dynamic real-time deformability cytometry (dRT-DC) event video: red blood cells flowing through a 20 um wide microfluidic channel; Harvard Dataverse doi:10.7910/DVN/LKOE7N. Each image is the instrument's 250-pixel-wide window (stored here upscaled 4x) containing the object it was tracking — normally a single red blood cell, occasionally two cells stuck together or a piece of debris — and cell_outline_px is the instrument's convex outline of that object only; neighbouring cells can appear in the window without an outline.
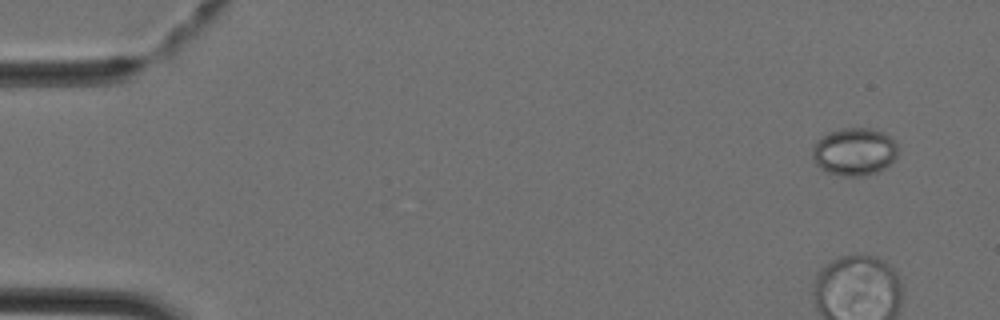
{"species": "Egyptian fruit bat (a non-hibernating species)", "species_latin": "Rousettus aegyptiacus", "temperature_condition": "cold", "stored_images_in_passage": 43, "camera_frame_rate_fps": 3000, "um_per_image_px": 0.085, "animal": {"sex": "female"}, "frame": {"image": 1, "passage_image": 1, "time_ms": 0.0, "image_size_px": [1000, 320], "cell_outline_px": [[896, 156], [884, 168], [876, 172], [864, 176], [848, 176], [828, 172], [820, 168], [816, 164], [812, 156], [812, 148], [824, 136], [832, 132], [844, 128], [872, 128], [884, 132], [892, 136], [896, 140]], "centroid_in_image_um": [72.65, 12.88], "position_along_channel_um": 12.3, "area_um2": 23.47}}
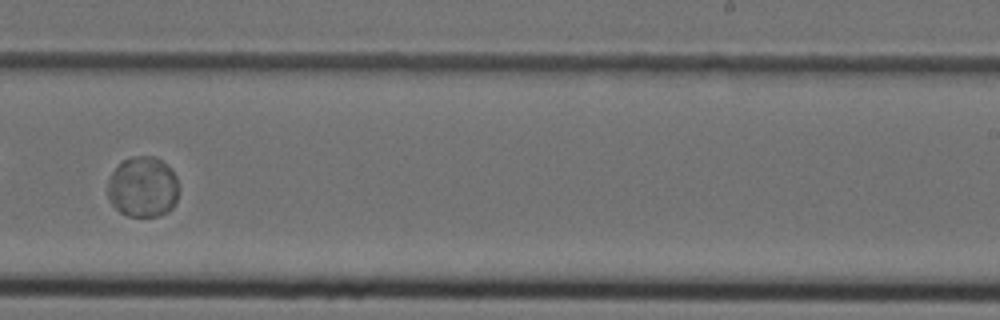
{"frame": {"image": 2, "passage_image": 27, "time_ms": 8.667, "image_size_px": [1000, 320], "cell_outline_px": [[176, 200], [172, 208], [168, 212], [160, 216], [128, 216], [120, 212], [112, 204], [108, 196], [108, 176], [124, 160], [132, 156], [152, 156], [160, 160], [176, 176]], "centroid_in_image_um": [12.11, 15.91], "position_along_channel_um": 276.9, "area_um2": 24.8}}
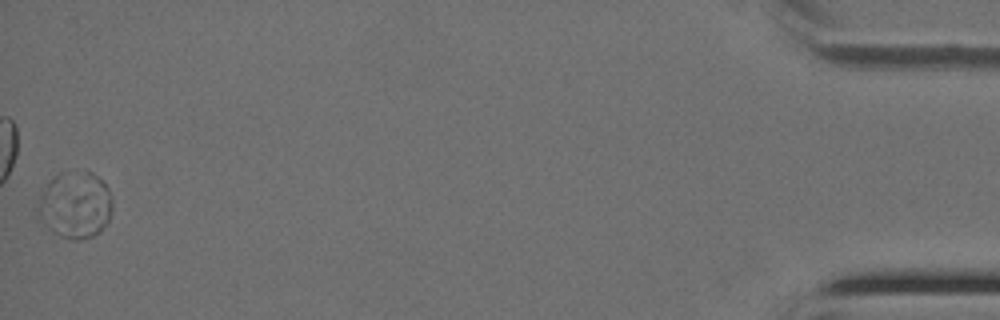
{"frame": {"image": 3, "passage_image": 43, "time_ms": 14.0, "image_size_px": [1000, 320], "cell_outline_px": [[112, 208], [108, 220], [100, 232], [92, 236], [80, 240], [72, 240], [60, 236], [52, 232], [52, 228], [88, 172], [92, 172], [108, 188], [112, 200]], "centroid_in_image_um": [7.26, 17.9], "position_along_channel_um": 427.9, "area_um2": 18.03}}